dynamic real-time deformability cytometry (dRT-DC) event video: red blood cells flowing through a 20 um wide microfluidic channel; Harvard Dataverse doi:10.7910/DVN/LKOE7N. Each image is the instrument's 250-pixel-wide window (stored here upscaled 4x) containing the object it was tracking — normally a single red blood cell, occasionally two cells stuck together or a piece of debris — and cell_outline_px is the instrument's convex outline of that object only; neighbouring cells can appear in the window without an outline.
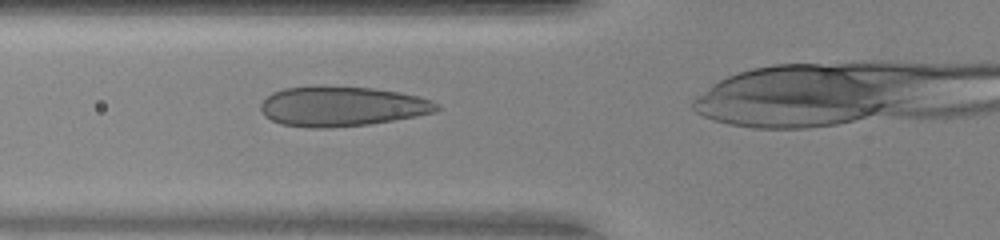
{"species": "human", "species_latin": "Homo sapiens", "temperature_condition": "warm", "stored_images_in_passage": 36, "camera_frame_rate_fps": 3000, "um_per_image_px": 0.085, "donor": {"sex": "female"}, "frame": {"image": 1, "passage_image": 14, "time_ms": 4.333, "image_size_px": [1000, 240], "cell_outline_px": [[440, 108], [436, 112], [416, 116], [368, 124], [328, 128], [308, 128], [280, 124], [264, 116], [260, 108], [260, 104], [272, 92], [284, 88], [372, 88], [400, 92], [432, 100], [440, 104]], "centroid_in_image_um": [29.08, 9.07], "position_along_channel_um": 96.7, "area_um2": 40.23}}
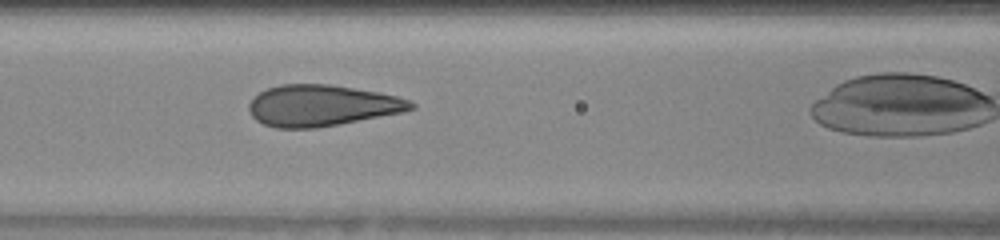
{"frame": {"image": 2, "passage_image": 17, "time_ms": 5.333, "image_size_px": [1000, 240], "cell_outline_px": [[416, 108], [404, 112], [316, 128], [276, 128], [264, 124], [256, 120], [252, 116], [248, 108], [248, 104], [260, 92], [268, 88], [280, 84], [328, 84], [380, 92], [396, 96], [408, 100], [416, 104]], "centroid_in_image_um": [27.36, 8.97], "position_along_channel_um": 139.2, "area_um2": 38.84}}
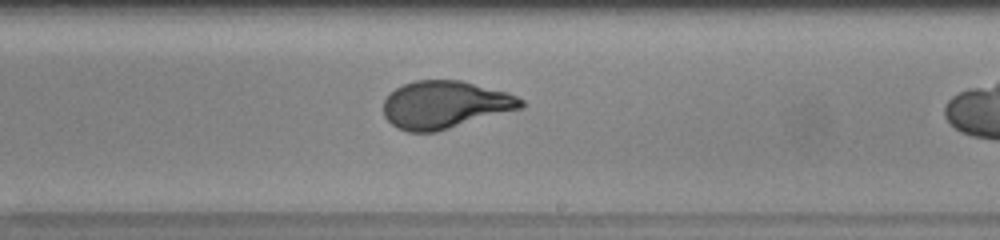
{"frame": {"image": 3, "passage_image": 25, "time_ms": 8.0, "image_size_px": [1000, 240], "cell_outline_px": [[524, 108], [436, 132], [408, 132], [396, 128], [384, 116], [384, 100], [396, 88], [404, 84], [416, 80], [460, 80], [508, 92], [524, 100]], "centroid_in_image_um": [37.85, 8.91], "position_along_channel_um": 251.2, "area_um2": 38.26}}